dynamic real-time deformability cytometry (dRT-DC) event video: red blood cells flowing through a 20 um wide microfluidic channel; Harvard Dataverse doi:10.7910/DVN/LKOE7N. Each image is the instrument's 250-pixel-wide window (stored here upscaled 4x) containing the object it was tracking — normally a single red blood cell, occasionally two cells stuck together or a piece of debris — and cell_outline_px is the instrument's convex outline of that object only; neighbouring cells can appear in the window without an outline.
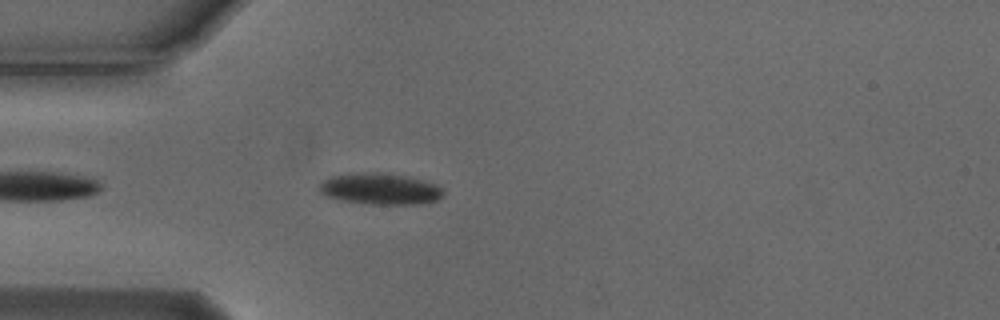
{"species": "Egyptian fruit bat (a non-hibernating species)", "species_latin": "Rousettus aegyptiacus", "temperature_condition": "cold", "stored_images_in_passage": 44, "camera_frame_rate_fps": 3000, "um_per_image_px": 0.085, "animal": {"sex": "male"}, "frame": {"image": 1, "passage_image": 5, "time_ms": 1.333, "image_size_px": [1000, 320], "cell_outline_px": [[444, 196], [436, 200], [420, 204], [372, 204], [340, 200], [328, 196], [320, 192], [320, 184], [324, 180], [332, 176], [364, 172], [380, 172], [408, 176], [436, 184], [444, 188]], "centroid_in_image_um": [32.37, 16.05], "position_along_channel_um": 52.6, "area_um2": 22.6}}
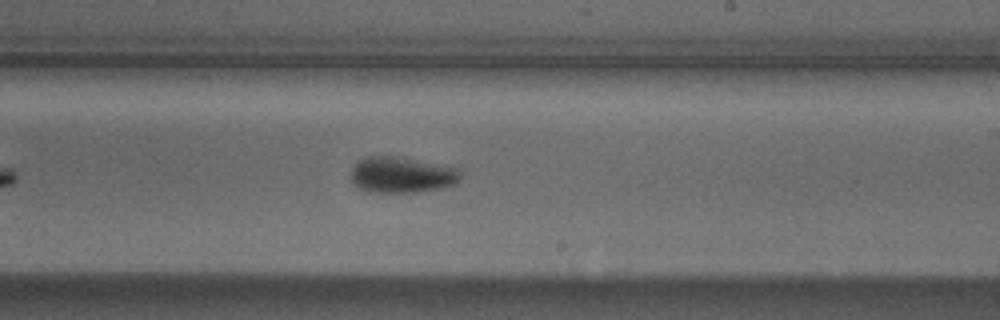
{"frame": {"image": 2, "passage_image": 22, "time_ms": 7.0, "image_size_px": [1000, 320], "cell_outline_px": [[460, 176], [452, 184], [444, 188], [416, 192], [372, 192], [360, 188], [352, 184], [352, 168], [360, 160], [368, 156], [396, 156], [456, 168], [460, 172]], "centroid_in_image_um": [34.11, 14.87], "position_along_channel_um": 254.9, "area_um2": 22.54}}
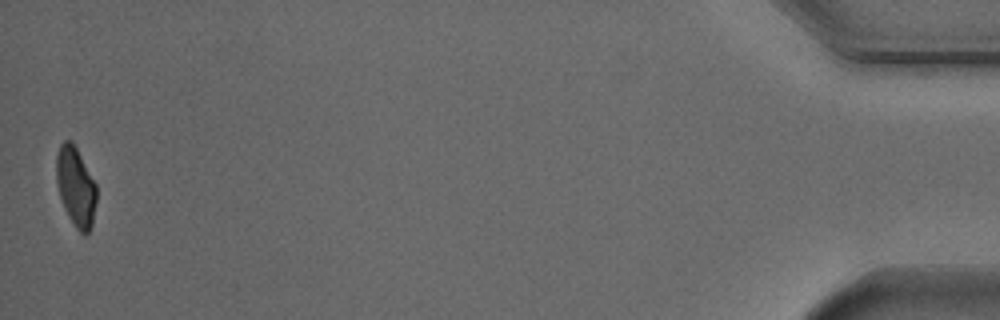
{"frame": {"image": 3, "passage_image": 44, "time_ms": 14.333, "image_size_px": [1000, 320], "cell_outline_px": [[96, 200], [92, 224], [88, 232], [84, 236], [76, 228], [68, 216], [64, 208], [60, 196], [56, 180], [56, 156], [60, 144], [64, 140], [72, 140], [96, 184]], "centroid_in_image_um": [6.43, 15.86], "position_along_channel_um": 428.8, "area_um2": 18.5}, "authors_computed_cell_mechanics": {"area_um2": 21.6461, "velocity_mm_per_s": 3.7167, "shape_relaxation_time_tau1_ms": 2.8705, "shape_relaxation_time_tau2_ms": null, "deformation_change_tau1": 0.0967, "deformation_change_tau2": null}}